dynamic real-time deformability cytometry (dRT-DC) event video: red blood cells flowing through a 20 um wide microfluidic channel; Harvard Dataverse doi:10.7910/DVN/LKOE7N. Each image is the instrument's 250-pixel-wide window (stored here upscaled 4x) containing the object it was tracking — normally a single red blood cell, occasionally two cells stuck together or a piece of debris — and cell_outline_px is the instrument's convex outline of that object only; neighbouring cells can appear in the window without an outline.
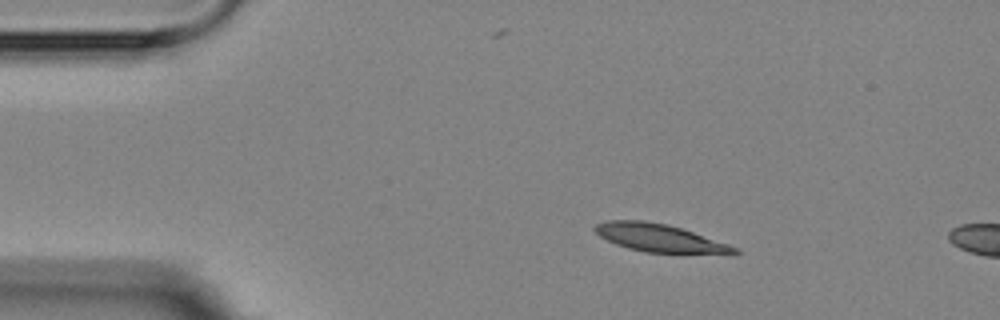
{"species": "Egyptian fruit bat (a non-hibernating species)", "species_latin": "Rousettus aegyptiacus", "temperature_condition": "room temperature", "stored_images_in_passage": 3, "camera_frame_rate_fps": 3000, "um_per_image_px": 0.085, "animal": {"sex": "female"}, "frame": {"image": 1, "passage_image": 2, "time_ms": 1.0, "image_size_px": [1000, 320], "cell_outline_px": [[740, 252], [644, 252], [628, 248], [616, 244], [600, 236], [592, 228], [596, 224], [604, 220], [644, 220], [668, 224], [740, 248]], "centroid_in_image_um": [55.93, 20.19], "position_along_channel_um": 29.1, "area_um2": 21.96}}